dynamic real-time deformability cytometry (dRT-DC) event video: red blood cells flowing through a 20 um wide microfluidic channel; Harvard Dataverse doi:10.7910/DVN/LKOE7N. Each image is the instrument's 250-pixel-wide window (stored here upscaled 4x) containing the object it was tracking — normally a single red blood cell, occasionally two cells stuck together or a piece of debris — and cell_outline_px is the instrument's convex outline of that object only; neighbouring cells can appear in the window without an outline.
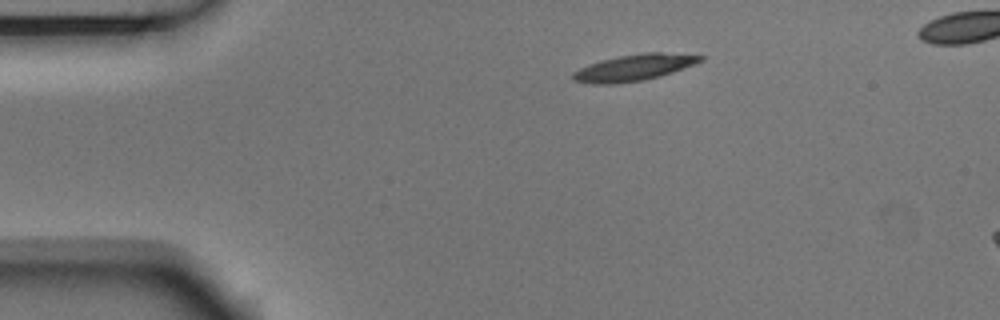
{"species": "Egyptian fruit bat (a non-hibernating species)", "species_latin": "Rousettus aegyptiacus", "temperature_condition": "room temperature", "stored_images_in_passage": 4, "camera_frame_rate_fps": 3000, "um_per_image_px": 0.085, "animal": {"sex": "male"}, "frame": {"image": 1, "passage_image": 1, "time_ms": 0.0, "image_size_px": [1000, 320], "cell_outline_px": [[704, 60], [672, 72], [660, 76], [644, 80], [616, 84], [592, 84], [572, 80], [572, 72], [580, 68], [604, 60], [620, 56], [644, 52], [660, 52], [704, 56]], "centroid_in_image_um": [53.88, 5.76], "position_along_channel_um": 31.1, "area_um2": 19.31}}
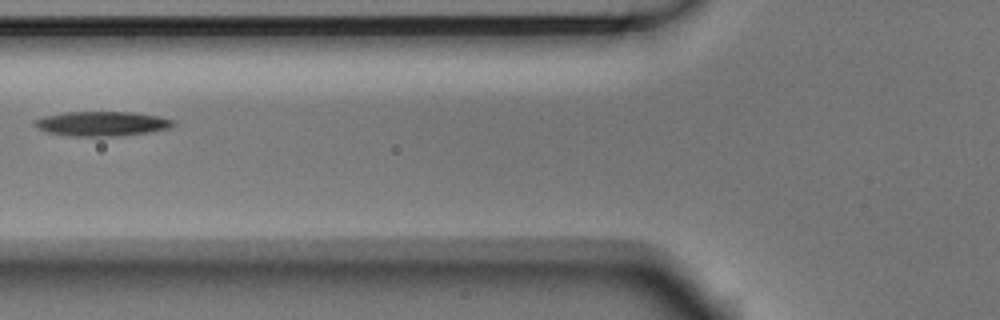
{"frame": {"image": 2, "passage_image": 4, "time_ms": 1.0, "image_size_px": [1000, 320], "cell_outline_px": [[176, 124], [168, 128], [148, 132], [120, 136], [72, 136], [48, 132], [36, 128], [32, 124], [32, 120], [44, 116], [64, 112], [132, 112], [160, 116], [176, 120]], "centroid_in_image_um": [8.65, 10.51], "position_along_channel_um": 117.2, "area_um2": 20.06}}